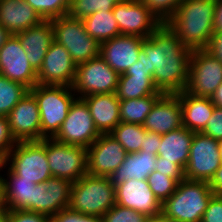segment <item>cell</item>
I'll use <instances>...</instances> for the list:
<instances>
[{"label": "cell", "mask_w": 222, "mask_h": 222, "mask_svg": "<svg viewBox=\"0 0 222 222\" xmlns=\"http://www.w3.org/2000/svg\"><path fill=\"white\" fill-rule=\"evenodd\" d=\"M216 0H184L165 23L192 50L207 49L215 32Z\"/></svg>", "instance_id": "obj_2"}, {"label": "cell", "mask_w": 222, "mask_h": 222, "mask_svg": "<svg viewBox=\"0 0 222 222\" xmlns=\"http://www.w3.org/2000/svg\"><path fill=\"white\" fill-rule=\"evenodd\" d=\"M144 39L133 35H118L101 43L99 56L115 72L123 74L138 61Z\"/></svg>", "instance_id": "obj_20"}, {"label": "cell", "mask_w": 222, "mask_h": 222, "mask_svg": "<svg viewBox=\"0 0 222 222\" xmlns=\"http://www.w3.org/2000/svg\"><path fill=\"white\" fill-rule=\"evenodd\" d=\"M150 189L156 198L163 204L176 190L178 182L156 170L147 177Z\"/></svg>", "instance_id": "obj_36"}, {"label": "cell", "mask_w": 222, "mask_h": 222, "mask_svg": "<svg viewBox=\"0 0 222 222\" xmlns=\"http://www.w3.org/2000/svg\"><path fill=\"white\" fill-rule=\"evenodd\" d=\"M116 95L119 100L163 95L154 85L153 76L120 75Z\"/></svg>", "instance_id": "obj_29"}, {"label": "cell", "mask_w": 222, "mask_h": 222, "mask_svg": "<svg viewBox=\"0 0 222 222\" xmlns=\"http://www.w3.org/2000/svg\"><path fill=\"white\" fill-rule=\"evenodd\" d=\"M161 144V135L155 132L146 131L144 133V141L141 146L143 152H151L154 155H157L158 148Z\"/></svg>", "instance_id": "obj_46"}, {"label": "cell", "mask_w": 222, "mask_h": 222, "mask_svg": "<svg viewBox=\"0 0 222 222\" xmlns=\"http://www.w3.org/2000/svg\"><path fill=\"white\" fill-rule=\"evenodd\" d=\"M76 66L70 53L62 45L53 41L37 72V84L72 87L76 75Z\"/></svg>", "instance_id": "obj_16"}, {"label": "cell", "mask_w": 222, "mask_h": 222, "mask_svg": "<svg viewBox=\"0 0 222 222\" xmlns=\"http://www.w3.org/2000/svg\"><path fill=\"white\" fill-rule=\"evenodd\" d=\"M49 217L28 210H6V222H48Z\"/></svg>", "instance_id": "obj_41"}, {"label": "cell", "mask_w": 222, "mask_h": 222, "mask_svg": "<svg viewBox=\"0 0 222 222\" xmlns=\"http://www.w3.org/2000/svg\"><path fill=\"white\" fill-rule=\"evenodd\" d=\"M2 162L21 180L39 184L53 177L46 156V139L17 142Z\"/></svg>", "instance_id": "obj_6"}, {"label": "cell", "mask_w": 222, "mask_h": 222, "mask_svg": "<svg viewBox=\"0 0 222 222\" xmlns=\"http://www.w3.org/2000/svg\"><path fill=\"white\" fill-rule=\"evenodd\" d=\"M119 76L98 56L76 66L72 89L78 98L94 94L116 93Z\"/></svg>", "instance_id": "obj_8"}, {"label": "cell", "mask_w": 222, "mask_h": 222, "mask_svg": "<svg viewBox=\"0 0 222 222\" xmlns=\"http://www.w3.org/2000/svg\"><path fill=\"white\" fill-rule=\"evenodd\" d=\"M193 136L194 132L184 126L162 134L157 156L163 158V161L179 164L185 169Z\"/></svg>", "instance_id": "obj_27"}, {"label": "cell", "mask_w": 222, "mask_h": 222, "mask_svg": "<svg viewBox=\"0 0 222 222\" xmlns=\"http://www.w3.org/2000/svg\"><path fill=\"white\" fill-rule=\"evenodd\" d=\"M213 195L208 182L184 179L162 204V215L173 222H201Z\"/></svg>", "instance_id": "obj_3"}, {"label": "cell", "mask_w": 222, "mask_h": 222, "mask_svg": "<svg viewBox=\"0 0 222 222\" xmlns=\"http://www.w3.org/2000/svg\"><path fill=\"white\" fill-rule=\"evenodd\" d=\"M46 156L53 177L75 182L88 174L86 147L46 138Z\"/></svg>", "instance_id": "obj_10"}, {"label": "cell", "mask_w": 222, "mask_h": 222, "mask_svg": "<svg viewBox=\"0 0 222 222\" xmlns=\"http://www.w3.org/2000/svg\"><path fill=\"white\" fill-rule=\"evenodd\" d=\"M51 23L54 41L70 53L76 65L100 55L101 44L86 32L82 19L65 15L51 19Z\"/></svg>", "instance_id": "obj_7"}, {"label": "cell", "mask_w": 222, "mask_h": 222, "mask_svg": "<svg viewBox=\"0 0 222 222\" xmlns=\"http://www.w3.org/2000/svg\"><path fill=\"white\" fill-rule=\"evenodd\" d=\"M201 133L217 141L222 140V108L214 107V111Z\"/></svg>", "instance_id": "obj_42"}, {"label": "cell", "mask_w": 222, "mask_h": 222, "mask_svg": "<svg viewBox=\"0 0 222 222\" xmlns=\"http://www.w3.org/2000/svg\"><path fill=\"white\" fill-rule=\"evenodd\" d=\"M145 132L143 125L120 122L110 134L127 153H136L141 150Z\"/></svg>", "instance_id": "obj_32"}, {"label": "cell", "mask_w": 222, "mask_h": 222, "mask_svg": "<svg viewBox=\"0 0 222 222\" xmlns=\"http://www.w3.org/2000/svg\"><path fill=\"white\" fill-rule=\"evenodd\" d=\"M210 99L216 107L222 108V83L217 87Z\"/></svg>", "instance_id": "obj_50"}, {"label": "cell", "mask_w": 222, "mask_h": 222, "mask_svg": "<svg viewBox=\"0 0 222 222\" xmlns=\"http://www.w3.org/2000/svg\"><path fill=\"white\" fill-rule=\"evenodd\" d=\"M219 152H220V158H221V163H222V140L219 141Z\"/></svg>", "instance_id": "obj_55"}, {"label": "cell", "mask_w": 222, "mask_h": 222, "mask_svg": "<svg viewBox=\"0 0 222 222\" xmlns=\"http://www.w3.org/2000/svg\"><path fill=\"white\" fill-rule=\"evenodd\" d=\"M209 186L215 195H222V163L209 181Z\"/></svg>", "instance_id": "obj_48"}, {"label": "cell", "mask_w": 222, "mask_h": 222, "mask_svg": "<svg viewBox=\"0 0 222 222\" xmlns=\"http://www.w3.org/2000/svg\"><path fill=\"white\" fill-rule=\"evenodd\" d=\"M43 21L25 0H0V25L11 35Z\"/></svg>", "instance_id": "obj_25"}, {"label": "cell", "mask_w": 222, "mask_h": 222, "mask_svg": "<svg viewBox=\"0 0 222 222\" xmlns=\"http://www.w3.org/2000/svg\"><path fill=\"white\" fill-rule=\"evenodd\" d=\"M43 20L68 15L70 3L67 0H25Z\"/></svg>", "instance_id": "obj_35"}, {"label": "cell", "mask_w": 222, "mask_h": 222, "mask_svg": "<svg viewBox=\"0 0 222 222\" xmlns=\"http://www.w3.org/2000/svg\"><path fill=\"white\" fill-rule=\"evenodd\" d=\"M72 182L68 179L51 177L45 183L36 184L32 201V211L51 217L70 202Z\"/></svg>", "instance_id": "obj_19"}, {"label": "cell", "mask_w": 222, "mask_h": 222, "mask_svg": "<svg viewBox=\"0 0 222 222\" xmlns=\"http://www.w3.org/2000/svg\"><path fill=\"white\" fill-rule=\"evenodd\" d=\"M220 165L219 141L203 133H194L184 169L185 179L209 183Z\"/></svg>", "instance_id": "obj_11"}, {"label": "cell", "mask_w": 222, "mask_h": 222, "mask_svg": "<svg viewBox=\"0 0 222 222\" xmlns=\"http://www.w3.org/2000/svg\"><path fill=\"white\" fill-rule=\"evenodd\" d=\"M17 142L41 140V118L35 97L28 91L7 116Z\"/></svg>", "instance_id": "obj_18"}, {"label": "cell", "mask_w": 222, "mask_h": 222, "mask_svg": "<svg viewBox=\"0 0 222 222\" xmlns=\"http://www.w3.org/2000/svg\"><path fill=\"white\" fill-rule=\"evenodd\" d=\"M177 95L181 102L183 126L194 133H201L215 105L210 98L195 96L185 90Z\"/></svg>", "instance_id": "obj_26"}, {"label": "cell", "mask_w": 222, "mask_h": 222, "mask_svg": "<svg viewBox=\"0 0 222 222\" xmlns=\"http://www.w3.org/2000/svg\"><path fill=\"white\" fill-rule=\"evenodd\" d=\"M156 159L157 155L149 151L128 153L123 163L110 176L112 184L116 187L128 179H147L155 169Z\"/></svg>", "instance_id": "obj_28"}, {"label": "cell", "mask_w": 222, "mask_h": 222, "mask_svg": "<svg viewBox=\"0 0 222 222\" xmlns=\"http://www.w3.org/2000/svg\"><path fill=\"white\" fill-rule=\"evenodd\" d=\"M116 204L155 217L162 214V204L153 194L147 179H128L115 187Z\"/></svg>", "instance_id": "obj_17"}, {"label": "cell", "mask_w": 222, "mask_h": 222, "mask_svg": "<svg viewBox=\"0 0 222 222\" xmlns=\"http://www.w3.org/2000/svg\"><path fill=\"white\" fill-rule=\"evenodd\" d=\"M0 222H6V212L3 214H0Z\"/></svg>", "instance_id": "obj_54"}, {"label": "cell", "mask_w": 222, "mask_h": 222, "mask_svg": "<svg viewBox=\"0 0 222 222\" xmlns=\"http://www.w3.org/2000/svg\"><path fill=\"white\" fill-rule=\"evenodd\" d=\"M201 222H222V195H213Z\"/></svg>", "instance_id": "obj_44"}, {"label": "cell", "mask_w": 222, "mask_h": 222, "mask_svg": "<svg viewBox=\"0 0 222 222\" xmlns=\"http://www.w3.org/2000/svg\"><path fill=\"white\" fill-rule=\"evenodd\" d=\"M100 135L87 104L77 98L54 139L61 143L88 148Z\"/></svg>", "instance_id": "obj_12"}, {"label": "cell", "mask_w": 222, "mask_h": 222, "mask_svg": "<svg viewBox=\"0 0 222 222\" xmlns=\"http://www.w3.org/2000/svg\"><path fill=\"white\" fill-rule=\"evenodd\" d=\"M120 75L153 76L150 71H148L146 55L142 49L139 52L138 61L130 66L125 73Z\"/></svg>", "instance_id": "obj_45"}, {"label": "cell", "mask_w": 222, "mask_h": 222, "mask_svg": "<svg viewBox=\"0 0 222 222\" xmlns=\"http://www.w3.org/2000/svg\"><path fill=\"white\" fill-rule=\"evenodd\" d=\"M2 169H5L4 175L0 173L5 209L32 211V201L36 183L21 180L20 176L14 174L3 162H0V172L3 171Z\"/></svg>", "instance_id": "obj_23"}, {"label": "cell", "mask_w": 222, "mask_h": 222, "mask_svg": "<svg viewBox=\"0 0 222 222\" xmlns=\"http://www.w3.org/2000/svg\"><path fill=\"white\" fill-rule=\"evenodd\" d=\"M162 95L120 100V122L143 125L155 102Z\"/></svg>", "instance_id": "obj_31"}, {"label": "cell", "mask_w": 222, "mask_h": 222, "mask_svg": "<svg viewBox=\"0 0 222 222\" xmlns=\"http://www.w3.org/2000/svg\"><path fill=\"white\" fill-rule=\"evenodd\" d=\"M0 75L23 84L28 89L37 85V72L32 68L19 39L11 35L0 49Z\"/></svg>", "instance_id": "obj_15"}, {"label": "cell", "mask_w": 222, "mask_h": 222, "mask_svg": "<svg viewBox=\"0 0 222 222\" xmlns=\"http://www.w3.org/2000/svg\"><path fill=\"white\" fill-rule=\"evenodd\" d=\"M16 143L17 141L11 133L8 118L0 116V162L6 158Z\"/></svg>", "instance_id": "obj_39"}, {"label": "cell", "mask_w": 222, "mask_h": 222, "mask_svg": "<svg viewBox=\"0 0 222 222\" xmlns=\"http://www.w3.org/2000/svg\"><path fill=\"white\" fill-rule=\"evenodd\" d=\"M146 214L115 204L102 217L103 222H148Z\"/></svg>", "instance_id": "obj_38"}, {"label": "cell", "mask_w": 222, "mask_h": 222, "mask_svg": "<svg viewBox=\"0 0 222 222\" xmlns=\"http://www.w3.org/2000/svg\"><path fill=\"white\" fill-rule=\"evenodd\" d=\"M25 49L32 68L38 72L53 39L51 20H43L27 30L15 34Z\"/></svg>", "instance_id": "obj_22"}, {"label": "cell", "mask_w": 222, "mask_h": 222, "mask_svg": "<svg viewBox=\"0 0 222 222\" xmlns=\"http://www.w3.org/2000/svg\"><path fill=\"white\" fill-rule=\"evenodd\" d=\"M154 170L175 179L178 183L185 179L184 169L179 164L163 161V158L159 156H157Z\"/></svg>", "instance_id": "obj_43"}, {"label": "cell", "mask_w": 222, "mask_h": 222, "mask_svg": "<svg viewBox=\"0 0 222 222\" xmlns=\"http://www.w3.org/2000/svg\"><path fill=\"white\" fill-rule=\"evenodd\" d=\"M222 62V31H215L207 48Z\"/></svg>", "instance_id": "obj_47"}, {"label": "cell", "mask_w": 222, "mask_h": 222, "mask_svg": "<svg viewBox=\"0 0 222 222\" xmlns=\"http://www.w3.org/2000/svg\"><path fill=\"white\" fill-rule=\"evenodd\" d=\"M148 222H173L170 219L165 218L162 214L155 217H150Z\"/></svg>", "instance_id": "obj_52"}, {"label": "cell", "mask_w": 222, "mask_h": 222, "mask_svg": "<svg viewBox=\"0 0 222 222\" xmlns=\"http://www.w3.org/2000/svg\"><path fill=\"white\" fill-rule=\"evenodd\" d=\"M214 29L222 31V0H216Z\"/></svg>", "instance_id": "obj_49"}, {"label": "cell", "mask_w": 222, "mask_h": 222, "mask_svg": "<svg viewBox=\"0 0 222 222\" xmlns=\"http://www.w3.org/2000/svg\"><path fill=\"white\" fill-rule=\"evenodd\" d=\"M143 127L160 135L183 127L182 108L177 94H163L147 115Z\"/></svg>", "instance_id": "obj_21"}, {"label": "cell", "mask_w": 222, "mask_h": 222, "mask_svg": "<svg viewBox=\"0 0 222 222\" xmlns=\"http://www.w3.org/2000/svg\"><path fill=\"white\" fill-rule=\"evenodd\" d=\"M116 204L110 177L86 174L72 182L68 208L81 214L103 217Z\"/></svg>", "instance_id": "obj_4"}, {"label": "cell", "mask_w": 222, "mask_h": 222, "mask_svg": "<svg viewBox=\"0 0 222 222\" xmlns=\"http://www.w3.org/2000/svg\"><path fill=\"white\" fill-rule=\"evenodd\" d=\"M51 222H103L102 217L89 216L70 210H61L59 213L49 217Z\"/></svg>", "instance_id": "obj_40"}, {"label": "cell", "mask_w": 222, "mask_h": 222, "mask_svg": "<svg viewBox=\"0 0 222 222\" xmlns=\"http://www.w3.org/2000/svg\"><path fill=\"white\" fill-rule=\"evenodd\" d=\"M163 24L177 11L184 0H140Z\"/></svg>", "instance_id": "obj_37"}, {"label": "cell", "mask_w": 222, "mask_h": 222, "mask_svg": "<svg viewBox=\"0 0 222 222\" xmlns=\"http://www.w3.org/2000/svg\"><path fill=\"white\" fill-rule=\"evenodd\" d=\"M6 212V209L4 207V201H3V189H2V183L0 180V214H3Z\"/></svg>", "instance_id": "obj_53"}, {"label": "cell", "mask_w": 222, "mask_h": 222, "mask_svg": "<svg viewBox=\"0 0 222 222\" xmlns=\"http://www.w3.org/2000/svg\"><path fill=\"white\" fill-rule=\"evenodd\" d=\"M11 34L0 25V49L3 47L5 42L10 38Z\"/></svg>", "instance_id": "obj_51"}, {"label": "cell", "mask_w": 222, "mask_h": 222, "mask_svg": "<svg viewBox=\"0 0 222 222\" xmlns=\"http://www.w3.org/2000/svg\"><path fill=\"white\" fill-rule=\"evenodd\" d=\"M128 153L110 133L101 134L87 148L88 174L110 177L123 163Z\"/></svg>", "instance_id": "obj_14"}, {"label": "cell", "mask_w": 222, "mask_h": 222, "mask_svg": "<svg viewBox=\"0 0 222 222\" xmlns=\"http://www.w3.org/2000/svg\"><path fill=\"white\" fill-rule=\"evenodd\" d=\"M81 99L87 104L100 134L110 133L120 123V100L116 93L94 94Z\"/></svg>", "instance_id": "obj_24"}, {"label": "cell", "mask_w": 222, "mask_h": 222, "mask_svg": "<svg viewBox=\"0 0 222 222\" xmlns=\"http://www.w3.org/2000/svg\"><path fill=\"white\" fill-rule=\"evenodd\" d=\"M141 49L159 92L177 94L185 90L192 51L165 23L143 40Z\"/></svg>", "instance_id": "obj_1"}, {"label": "cell", "mask_w": 222, "mask_h": 222, "mask_svg": "<svg viewBox=\"0 0 222 222\" xmlns=\"http://www.w3.org/2000/svg\"><path fill=\"white\" fill-rule=\"evenodd\" d=\"M29 92L35 97L41 118V140L54 138L73 102L78 98L72 87L35 85Z\"/></svg>", "instance_id": "obj_5"}, {"label": "cell", "mask_w": 222, "mask_h": 222, "mask_svg": "<svg viewBox=\"0 0 222 222\" xmlns=\"http://www.w3.org/2000/svg\"><path fill=\"white\" fill-rule=\"evenodd\" d=\"M112 12L121 35L146 39L162 24L140 0H122Z\"/></svg>", "instance_id": "obj_13"}, {"label": "cell", "mask_w": 222, "mask_h": 222, "mask_svg": "<svg viewBox=\"0 0 222 222\" xmlns=\"http://www.w3.org/2000/svg\"><path fill=\"white\" fill-rule=\"evenodd\" d=\"M222 83V62L208 49L192 50L185 91L210 98Z\"/></svg>", "instance_id": "obj_9"}, {"label": "cell", "mask_w": 222, "mask_h": 222, "mask_svg": "<svg viewBox=\"0 0 222 222\" xmlns=\"http://www.w3.org/2000/svg\"><path fill=\"white\" fill-rule=\"evenodd\" d=\"M86 32L100 44L120 34L112 11H98L82 19Z\"/></svg>", "instance_id": "obj_30"}, {"label": "cell", "mask_w": 222, "mask_h": 222, "mask_svg": "<svg viewBox=\"0 0 222 222\" xmlns=\"http://www.w3.org/2000/svg\"><path fill=\"white\" fill-rule=\"evenodd\" d=\"M122 0H73L68 15L83 19L98 11H112Z\"/></svg>", "instance_id": "obj_34"}, {"label": "cell", "mask_w": 222, "mask_h": 222, "mask_svg": "<svg viewBox=\"0 0 222 222\" xmlns=\"http://www.w3.org/2000/svg\"><path fill=\"white\" fill-rule=\"evenodd\" d=\"M28 91L23 84L0 75V116L7 117Z\"/></svg>", "instance_id": "obj_33"}]
</instances>
